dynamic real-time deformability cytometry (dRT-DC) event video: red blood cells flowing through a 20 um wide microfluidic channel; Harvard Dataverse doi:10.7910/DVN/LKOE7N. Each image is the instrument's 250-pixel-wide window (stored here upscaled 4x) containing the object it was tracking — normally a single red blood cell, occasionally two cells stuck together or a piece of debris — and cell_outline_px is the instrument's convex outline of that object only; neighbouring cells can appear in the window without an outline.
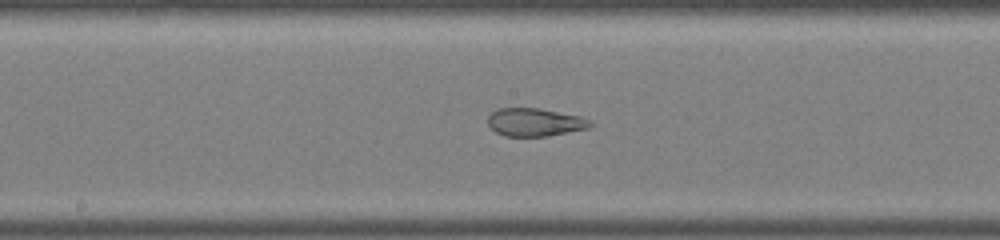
{"species": "common noctule bat (a hibernating species)", "species_latin": "Nyctalus noctula", "temperature_condition": "warm", "stored_images_in_passage": 27, "camera_frame_rate_fps": 3000, "um_per_image_px": 0.085, "animal": {"sex": "male", "body_mass_g": 19.0, "forearm_length_mm": 50.8}, "frame": {"image": 1, "passage_image": 16, "time_ms": 5.0, "image_size_px": [1000, 240], "cell_outline_px": [[596, 124], [588, 128], [548, 136], [504, 136], [496, 132], [488, 124], [488, 116], [496, 108], [536, 108], [580, 116]], "centroid_in_image_um": [45.45, 10.39], "position_along_channel_um": 202.7, "area_um2": 16.65}}